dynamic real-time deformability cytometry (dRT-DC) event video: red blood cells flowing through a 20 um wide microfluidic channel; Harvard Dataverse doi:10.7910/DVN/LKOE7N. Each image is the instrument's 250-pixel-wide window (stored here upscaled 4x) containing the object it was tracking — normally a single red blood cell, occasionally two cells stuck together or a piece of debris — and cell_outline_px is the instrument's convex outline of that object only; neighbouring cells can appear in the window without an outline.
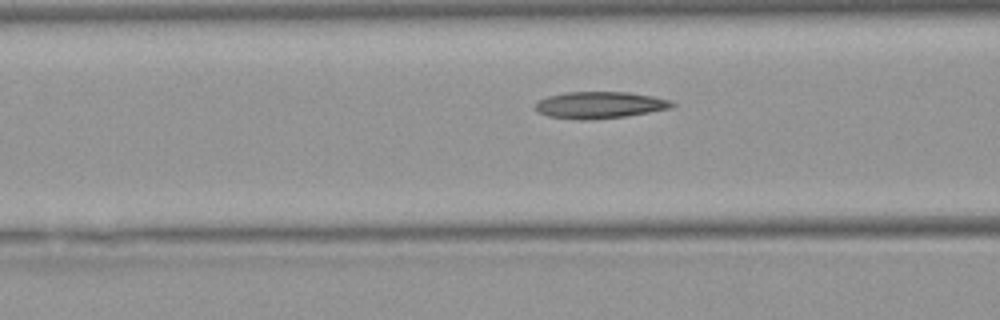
{"species": "Egyptian fruit bat (a non-hibernating species)", "species_latin": "Rousettus aegyptiacus", "temperature_condition": "warm", "stored_images_in_passage": 33, "camera_frame_rate_fps": 3000, "um_per_image_px": 0.085, "animal": {"sex": "female"}, "frame": {"image": 1, "passage_image": 13, "time_ms": 4.0, "image_size_px": [1000, 320], "cell_outline_px": [[676, 104], [672, 108], [624, 116], [548, 116], [540, 112], [536, 108], [536, 104], [540, 100], [548, 96], [568, 92], [628, 92], [652, 96], [672, 100]], "centroid_in_image_um": [51.1, 8.86], "position_along_channel_um": 115.5, "area_um2": 19.88}}
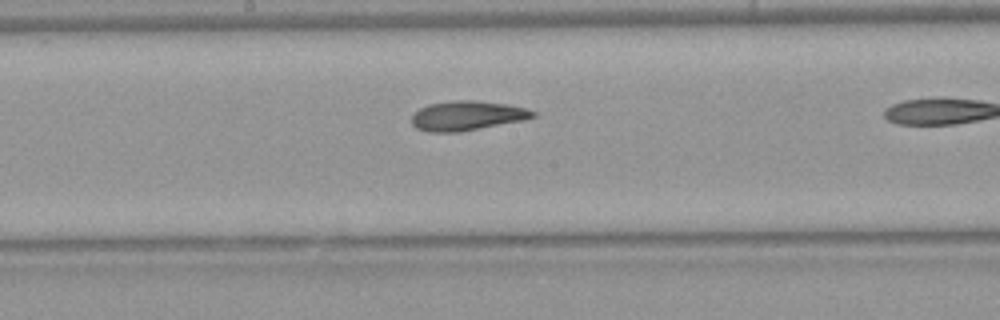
{"frame": {"image": 2, "passage_image": 20, "time_ms": 6.333, "image_size_px": [1000, 320], "cell_outline_px": [[536, 116], [524, 120], [460, 132], [428, 132], [416, 128], [412, 124], [412, 112], [428, 104], [452, 100], [476, 100], [504, 104], [524, 108], [536, 112]], "centroid_in_image_um": [39.65, 9.83], "position_along_channel_um": 208.5, "area_um2": 20.92}}
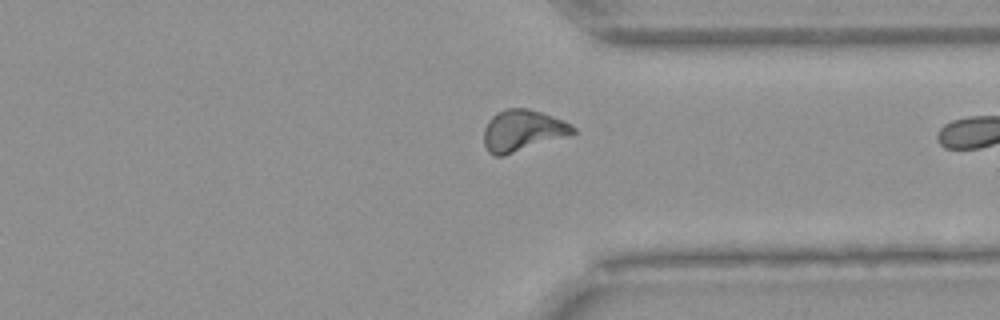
{"frame": {"image": 3, "passage_image": 32, "time_ms": 10.333, "image_size_px": [1000, 320], "cell_outline_px": [[576, 132], [572, 136], [504, 156], [496, 156], [488, 152], [484, 144], [484, 128], [488, 120], [496, 112], [504, 108], [528, 108], [564, 120], [576, 128]], "centroid_in_image_um": [44.44, 11.11], "position_along_channel_um": 367.0, "area_um2": 22.02}}